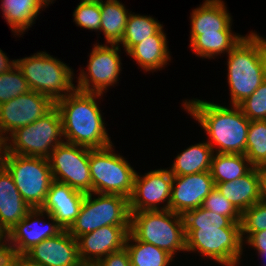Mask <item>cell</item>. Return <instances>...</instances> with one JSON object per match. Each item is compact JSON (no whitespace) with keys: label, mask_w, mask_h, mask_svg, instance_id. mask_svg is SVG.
<instances>
[{"label":"cell","mask_w":266,"mask_h":266,"mask_svg":"<svg viewBox=\"0 0 266 266\" xmlns=\"http://www.w3.org/2000/svg\"><path fill=\"white\" fill-rule=\"evenodd\" d=\"M244 36L232 31L190 34V48L196 56L212 59L216 55L229 53Z\"/></svg>","instance_id":"25"},{"label":"cell","mask_w":266,"mask_h":266,"mask_svg":"<svg viewBox=\"0 0 266 266\" xmlns=\"http://www.w3.org/2000/svg\"><path fill=\"white\" fill-rule=\"evenodd\" d=\"M85 194L53 180L41 209L52 215L67 230L79 215Z\"/></svg>","instance_id":"19"},{"label":"cell","mask_w":266,"mask_h":266,"mask_svg":"<svg viewBox=\"0 0 266 266\" xmlns=\"http://www.w3.org/2000/svg\"><path fill=\"white\" fill-rule=\"evenodd\" d=\"M17 65V60H10L0 49V74L8 72Z\"/></svg>","instance_id":"40"},{"label":"cell","mask_w":266,"mask_h":266,"mask_svg":"<svg viewBox=\"0 0 266 266\" xmlns=\"http://www.w3.org/2000/svg\"><path fill=\"white\" fill-rule=\"evenodd\" d=\"M1 164L12 176L23 200L41 208L53 181L49 160L43 157L3 154Z\"/></svg>","instance_id":"10"},{"label":"cell","mask_w":266,"mask_h":266,"mask_svg":"<svg viewBox=\"0 0 266 266\" xmlns=\"http://www.w3.org/2000/svg\"><path fill=\"white\" fill-rule=\"evenodd\" d=\"M241 237L244 241L251 233L266 230V203H255L241 214ZM246 236V237H245Z\"/></svg>","instance_id":"33"},{"label":"cell","mask_w":266,"mask_h":266,"mask_svg":"<svg viewBox=\"0 0 266 266\" xmlns=\"http://www.w3.org/2000/svg\"><path fill=\"white\" fill-rule=\"evenodd\" d=\"M77 26L88 30L100 31L101 9L100 3L81 2L73 12Z\"/></svg>","instance_id":"36"},{"label":"cell","mask_w":266,"mask_h":266,"mask_svg":"<svg viewBox=\"0 0 266 266\" xmlns=\"http://www.w3.org/2000/svg\"><path fill=\"white\" fill-rule=\"evenodd\" d=\"M3 152H4V140L0 136V164H1Z\"/></svg>","instance_id":"44"},{"label":"cell","mask_w":266,"mask_h":266,"mask_svg":"<svg viewBox=\"0 0 266 266\" xmlns=\"http://www.w3.org/2000/svg\"><path fill=\"white\" fill-rule=\"evenodd\" d=\"M130 220L127 197L91 192L85 194L79 215L67 231L77 239L103 226H130Z\"/></svg>","instance_id":"8"},{"label":"cell","mask_w":266,"mask_h":266,"mask_svg":"<svg viewBox=\"0 0 266 266\" xmlns=\"http://www.w3.org/2000/svg\"><path fill=\"white\" fill-rule=\"evenodd\" d=\"M192 11L190 34L232 31V17L222 0H205Z\"/></svg>","instance_id":"21"},{"label":"cell","mask_w":266,"mask_h":266,"mask_svg":"<svg viewBox=\"0 0 266 266\" xmlns=\"http://www.w3.org/2000/svg\"><path fill=\"white\" fill-rule=\"evenodd\" d=\"M227 57L230 102L238 106L266 80V39L251 31Z\"/></svg>","instance_id":"4"},{"label":"cell","mask_w":266,"mask_h":266,"mask_svg":"<svg viewBox=\"0 0 266 266\" xmlns=\"http://www.w3.org/2000/svg\"><path fill=\"white\" fill-rule=\"evenodd\" d=\"M125 248L130 257L131 266H169L174 260L166 251L150 243L139 241L131 232L126 238Z\"/></svg>","instance_id":"29"},{"label":"cell","mask_w":266,"mask_h":266,"mask_svg":"<svg viewBox=\"0 0 266 266\" xmlns=\"http://www.w3.org/2000/svg\"><path fill=\"white\" fill-rule=\"evenodd\" d=\"M9 242V231L0 220V245Z\"/></svg>","instance_id":"42"},{"label":"cell","mask_w":266,"mask_h":266,"mask_svg":"<svg viewBox=\"0 0 266 266\" xmlns=\"http://www.w3.org/2000/svg\"><path fill=\"white\" fill-rule=\"evenodd\" d=\"M94 44L89 55L87 70H80L75 89L83 92H106L108 87L114 86L119 81L121 73V57L119 44ZM88 71V72H87Z\"/></svg>","instance_id":"12"},{"label":"cell","mask_w":266,"mask_h":266,"mask_svg":"<svg viewBox=\"0 0 266 266\" xmlns=\"http://www.w3.org/2000/svg\"><path fill=\"white\" fill-rule=\"evenodd\" d=\"M215 187L210 171L173 176L170 210L184 215L201 207L204 199Z\"/></svg>","instance_id":"15"},{"label":"cell","mask_w":266,"mask_h":266,"mask_svg":"<svg viewBox=\"0 0 266 266\" xmlns=\"http://www.w3.org/2000/svg\"><path fill=\"white\" fill-rule=\"evenodd\" d=\"M243 242L252 246L256 252H266V230L251 233Z\"/></svg>","instance_id":"39"},{"label":"cell","mask_w":266,"mask_h":266,"mask_svg":"<svg viewBox=\"0 0 266 266\" xmlns=\"http://www.w3.org/2000/svg\"><path fill=\"white\" fill-rule=\"evenodd\" d=\"M90 150L65 141L54 148L48 158L53 180L65 183L81 192L91 193Z\"/></svg>","instance_id":"11"},{"label":"cell","mask_w":266,"mask_h":266,"mask_svg":"<svg viewBox=\"0 0 266 266\" xmlns=\"http://www.w3.org/2000/svg\"><path fill=\"white\" fill-rule=\"evenodd\" d=\"M113 144L91 149L89 153L92 192L119 194L130 198L136 171L120 154L114 153Z\"/></svg>","instance_id":"9"},{"label":"cell","mask_w":266,"mask_h":266,"mask_svg":"<svg viewBox=\"0 0 266 266\" xmlns=\"http://www.w3.org/2000/svg\"><path fill=\"white\" fill-rule=\"evenodd\" d=\"M62 121L54 106L35 122L18 128L4 140L3 154L49 158L51 152L64 142Z\"/></svg>","instance_id":"7"},{"label":"cell","mask_w":266,"mask_h":266,"mask_svg":"<svg viewBox=\"0 0 266 266\" xmlns=\"http://www.w3.org/2000/svg\"><path fill=\"white\" fill-rule=\"evenodd\" d=\"M78 266H99L97 263L81 262Z\"/></svg>","instance_id":"45"},{"label":"cell","mask_w":266,"mask_h":266,"mask_svg":"<svg viewBox=\"0 0 266 266\" xmlns=\"http://www.w3.org/2000/svg\"><path fill=\"white\" fill-rule=\"evenodd\" d=\"M252 168L245 154L213 153L210 173L216 185L240 178Z\"/></svg>","instance_id":"28"},{"label":"cell","mask_w":266,"mask_h":266,"mask_svg":"<svg viewBox=\"0 0 266 266\" xmlns=\"http://www.w3.org/2000/svg\"><path fill=\"white\" fill-rule=\"evenodd\" d=\"M23 256L40 266H78L81 263L77 240L66 229L33 246Z\"/></svg>","instance_id":"17"},{"label":"cell","mask_w":266,"mask_h":266,"mask_svg":"<svg viewBox=\"0 0 266 266\" xmlns=\"http://www.w3.org/2000/svg\"><path fill=\"white\" fill-rule=\"evenodd\" d=\"M32 208L23 200L12 176L0 164V220L10 231Z\"/></svg>","instance_id":"22"},{"label":"cell","mask_w":266,"mask_h":266,"mask_svg":"<svg viewBox=\"0 0 266 266\" xmlns=\"http://www.w3.org/2000/svg\"><path fill=\"white\" fill-rule=\"evenodd\" d=\"M250 120H266V80L239 105Z\"/></svg>","instance_id":"34"},{"label":"cell","mask_w":266,"mask_h":266,"mask_svg":"<svg viewBox=\"0 0 266 266\" xmlns=\"http://www.w3.org/2000/svg\"><path fill=\"white\" fill-rule=\"evenodd\" d=\"M202 208L228 217L234 223L241 222V213L215 187L204 199Z\"/></svg>","instance_id":"35"},{"label":"cell","mask_w":266,"mask_h":266,"mask_svg":"<svg viewBox=\"0 0 266 266\" xmlns=\"http://www.w3.org/2000/svg\"><path fill=\"white\" fill-rule=\"evenodd\" d=\"M260 186H261V201L266 203V166L259 168Z\"/></svg>","instance_id":"41"},{"label":"cell","mask_w":266,"mask_h":266,"mask_svg":"<svg viewBox=\"0 0 266 266\" xmlns=\"http://www.w3.org/2000/svg\"><path fill=\"white\" fill-rule=\"evenodd\" d=\"M81 2H89V3H102L103 0H81Z\"/></svg>","instance_id":"46"},{"label":"cell","mask_w":266,"mask_h":266,"mask_svg":"<svg viewBox=\"0 0 266 266\" xmlns=\"http://www.w3.org/2000/svg\"><path fill=\"white\" fill-rule=\"evenodd\" d=\"M182 104L205 130L214 153L245 154L250 120L239 106L229 108L196 98Z\"/></svg>","instance_id":"2"},{"label":"cell","mask_w":266,"mask_h":266,"mask_svg":"<svg viewBox=\"0 0 266 266\" xmlns=\"http://www.w3.org/2000/svg\"><path fill=\"white\" fill-rule=\"evenodd\" d=\"M21 256L22 254L12 243L7 242L0 245V266H15Z\"/></svg>","instance_id":"38"},{"label":"cell","mask_w":266,"mask_h":266,"mask_svg":"<svg viewBox=\"0 0 266 266\" xmlns=\"http://www.w3.org/2000/svg\"><path fill=\"white\" fill-rule=\"evenodd\" d=\"M130 226H103L79 236L77 240L81 262L97 263L112 252L125 247Z\"/></svg>","instance_id":"18"},{"label":"cell","mask_w":266,"mask_h":266,"mask_svg":"<svg viewBox=\"0 0 266 266\" xmlns=\"http://www.w3.org/2000/svg\"><path fill=\"white\" fill-rule=\"evenodd\" d=\"M15 266H40V265L30 262L25 256L22 255L21 258L17 261Z\"/></svg>","instance_id":"43"},{"label":"cell","mask_w":266,"mask_h":266,"mask_svg":"<svg viewBox=\"0 0 266 266\" xmlns=\"http://www.w3.org/2000/svg\"><path fill=\"white\" fill-rule=\"evenodd\" d=\"M213 153L212 147L206 141L196 143L178 154L168 170L173 176L210 171Z\"/></svg>","instance_id":"26"},{"label":"cell","mask_w":266,"mask_h":266,"mask_svg":"<svg viewBox=\"0 0 266 266\" xmlns=\"http://www.w3.org/2000/svg\"><path fill=\"white\" fill-rule=\"evenodd\" d=\"M167 40L162 27L156 34L134 45L127 54L146 72L161 70L171 60Z\"/></svg>","instance_id":"23"},{"label":"cell","mask_w":266,"mask_h":266,"mask_svg":"<svg viewBox=\"0 0 266 266\" xmlns=\"http://www.w3.org/2000/svg\"><path fill=\"white\" fill-rule=\"evenodd\" d=\"M173 175L166 169H155L143 176L137 172L133 192L129 198L130 212L170 209ZM165 204L159 207L160 203Z\"/></svg>","instance_id":"13"},{"label":"cell","mask_w":266,"mask_h":266,"mask_svg":"<svg viewBox=\"0 0 266 266\" xmlns=\"http://www.w3.org/2000/svg\"><path fill=\"white\" fill-rule=\"evenodd\" d=\"M162 27L152 16L130 13L124 35L118 44L123 45L127 53L134 45L156 34Z\"/></svg>","instance_id":"30"},{"label":"cell","mask_w":266,"mask_h":266,"mask_svg":"<svg viewBox=\"0 0 266 266\" xmlns=\"http://www.w3.org/2000/svg\"><path fill=\"white\" fill-rule=\"evenodd\" d=\"M220 193L242 214L261 201L260 172L253 167L247 174L232 181L216 184Z\"/></svg>","instance_id":"20"},{"label":"cell","mask_w":266,"mask_h":266,"mask_svg":"<svg viewBox=\"0 0 266 266\" xmlns=\"http://www.w3.org/2000/svg\"><path fill=\"white\" fill-rule=\"evenodd\" d=\"M54 106L55 103L49 97L33 90L1 104V138L5 140L18 128L35 122L48 113Z\"/></svg>","instance_id":"14"},{"label":"cell","mask_w":266,"mask_h":266,"mask_svg":"<svg viewBox=\"0 0 266 266\" xmlns=\"http://www.w3.org/2000/svg\"><path fill=\"white\" fill-rule=\"evenodd\" d=\"M182 216L187 252L197 251L223 266H239L245 244L240 223L202 207Z\"/></svg>","instance_id":"1"},{"label":"cell","mask_w":266,"mask_h":266,"mask_svg":"<svg viewBox=\"0 0 266 266\" xmlns=\"http://www.w3.org/2000/svg\"><path fill=\"white\" fill-rule=\"evenodd\" d=\"M245 156L253 167L266 166V120L250 121Z\"/></svg>","instance_id":"31"},{"label":"cell","mask_w":266,"mask_h":266,"mask_svg":"<svg viewBox=\"0 0 266 266\" xmlns=\"http://www.w3.org/2000/svg\"><path fill=\"white\" fill-rule=\"evenodd\" d=\"M47 3V6L49 5V3L51 4L54 0H44Z\"/></svg>","instance_id":"48"},{"label":"cell","mask_w":266,"mask_h":266,"mask_svg":"<svg viewBox=\"0 0 266 266\" xmlns=\"http://www.w3.org/2000/svg\"><path fill=\"white\" fill-rule=\"evenodd\" d=\"M102 31L107 44H118L125 32L131 12L118 0H106L100 3Z\"/></svg>","instance_id":"27"},{"label":"cell","mask_w":266,"mask_h":266,"mask_svg":"<svg viewBox=\"0 0 266 266\" xmlns=\"http://www.w3.org/2000/svg\"><path fill=\"white\" fill-rule=\"evenodd\" d=\"M16 60L30 89L46 95L54 103L75 89L72 68L46 52Z\"/></svg>","instance_id":"6"},{"label":"cell","mask_w":266,"mask_h":266,"mask_svg":"<svg viewBox=\"0 0 266 266\" xmlns=\"http://www.w3.org/2000/svg\"><path fill=\"white\" fill-rule=\"evenodd\" d=\"M44 214L49 220L47 224L43 220H40L41 217H45ZM63 230L62 226L52 215L43 211L41 208H32L27 215L9 231V242L24 255L33 246L47 238L60 234Z\"/></svg>","instance_id":"16"},{"label":"cell","mask_w":266,"mask_h":266,"mask_svg":"<svg viewBox=\"0 0 266 266\" xmlns=\"http://www.w3.org/2000/svg\"><path fill=\"white\" fill-rule=\"evenodd\" d=\"M97 264L99 266H131L130 257L125 247L103 257Z\"/></svg>","instance_id":"37"},{"label":"cell","mask_w":266,"mask_h":266,"mask_svg":"<svg viewBox=\"0 0 266 266\" xmlns=\"http://www.w3.org/2000/svg\"><path fill=\"white\" fill-rule=\"evenodd\" d=\"M46 5L44 0H1L2 17L11 31L19 36L35 23L41 9L47 8Z\"/></svg>","instance_id":"24"},{"label":"cell","mask_w":266,"mask_h":266,"mask_svg":"<svg viewBox=\"0 0 266 266\" xmlns=\"http://www.w3.org/2000/svg\"><path fill=\"white\" fill-rule=\"evenodd\" d=\"M102 95L74 89L55 102L61 116L65 142L90 149L105 148L113 144L96 102Z\"/></svg>","instance_id":"3"},{"label":"cell","mask_w":266,"mask_h":266,"mask_svg":"<svg viewBox=\"0 0 266 266\" xmlns=\"http://www.w3.org/2000/svg\"><path fill=\"white\" fill-rule=\"evenodd\" d=\"M260 256H262L261 258H265L266 259V252H257ZM264 266H266V262H264L263 264Z\"/></svg>","instance_id":"47"},{"label":"cell","mask_w":266,"mask_h":266,"mask_svg":"<svg viewBox=\"0 0 266 266\" xmlns=\"http://www.w3.org/2000/svg\"><path fill=\"white\" fill-rule=\"evenodd\" d=\"M130 232L142 242L169 253L186 251L183 216L168 210L130 212Z\"/></svg>","instance_id":"5"},{"label":"cell","mask_w":266,"mask_h":266,"mask_svg":"<svg viewBox=\"0 0 266 266\" xmlns=\"http://www.w3.org/2000/svg\"><path fill=\"white\" fill-rule=\"evenodd\" d=\"M30 90L27 80L17 65L8 72L0 74V105Z\"/></svg>","instance_id":"32"}]
</instances>
